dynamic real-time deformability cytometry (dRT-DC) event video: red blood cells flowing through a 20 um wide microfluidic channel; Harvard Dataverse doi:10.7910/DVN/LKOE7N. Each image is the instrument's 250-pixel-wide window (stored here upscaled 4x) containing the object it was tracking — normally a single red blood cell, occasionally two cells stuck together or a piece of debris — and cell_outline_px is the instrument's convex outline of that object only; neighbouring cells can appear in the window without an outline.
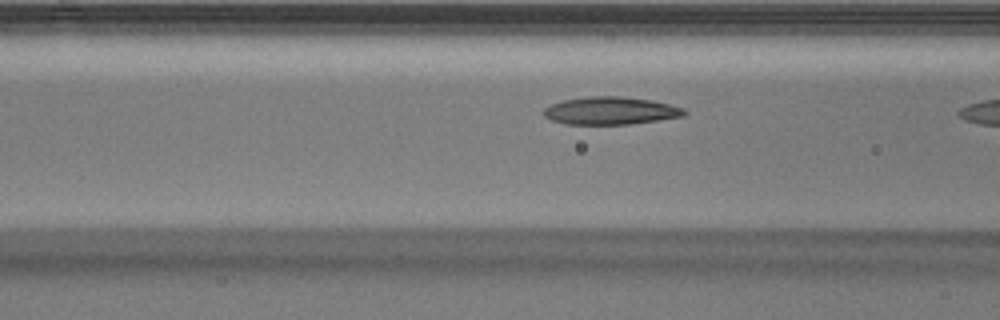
{"species": "Egyptian fruit bat (a non-hibernating species)", "species_latin": "Rousettus aegyptiacus", "temperature_condition": "warm", "stored_images_in_passage": 8, "camera_frame_rate_fps": 3000, "um_per_image_px": 0.085, "animal": {"sex": "male"}, "frame": {"image": 1, "passage_image": 7, "time_ms": 2.0, "image_size_px": [1000, 320], "cell_outline_px": [[688, 112], [684, 116], [660, 120], [628, 124], [564, 124], [552, 120], [544, 116], [544, 108], [552, 104], [564, 100], [588, 96], [620, 96], [652, 100], [684, 108]], "centroid_in_image_um": [51.92, 9.41], "position_along_channel_um": 114.7, "area_um2": 22.66}}